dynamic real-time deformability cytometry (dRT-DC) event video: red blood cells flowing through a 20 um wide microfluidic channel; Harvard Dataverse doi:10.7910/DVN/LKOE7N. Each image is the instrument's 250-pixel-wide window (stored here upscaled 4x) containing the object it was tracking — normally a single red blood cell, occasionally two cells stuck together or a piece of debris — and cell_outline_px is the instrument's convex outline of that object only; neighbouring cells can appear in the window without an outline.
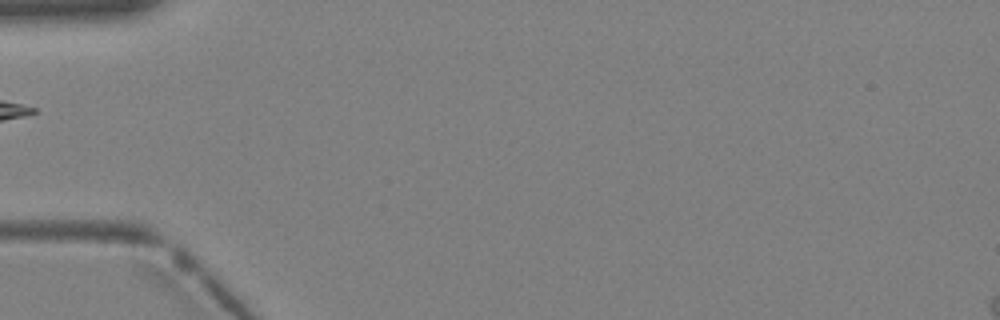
{"species": "Egyptian fruit bat (a non-hibernating species)", "species_latin": "Rousettus aegyptiacus", "temperature_condition": "warm", "stored_images_in_passage": 7, "camera_frame_rate_fps": 3000, "um_per_image_px": 0.085, "animal": {"sex": "female"}, "frame": {"image": 1, "passage_image": 3, "time_ms": 0.667, "image_size_px": [1000, 320], "cell_outline_px": [[232, 56], [228, 64], [188, 92], [176, 92], [172, 88], [172, 84], [176, 76], [220, 40], [228, 36], [232, 40]], "centroid_in_image_um": [17.37, 5.64], "position_along_channel_um": 67.6, "area_um2": 10.81}}